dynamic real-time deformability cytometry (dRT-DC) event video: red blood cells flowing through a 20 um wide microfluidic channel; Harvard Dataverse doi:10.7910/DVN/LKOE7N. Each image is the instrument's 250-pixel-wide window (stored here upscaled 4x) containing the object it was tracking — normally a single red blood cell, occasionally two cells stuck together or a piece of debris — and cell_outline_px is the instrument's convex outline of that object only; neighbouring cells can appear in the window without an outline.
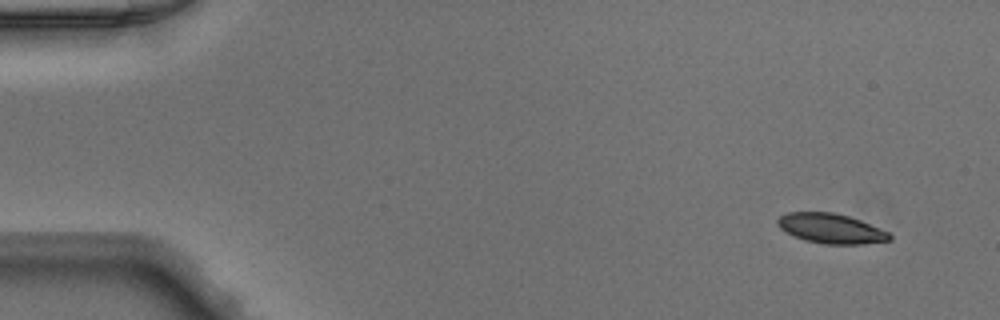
{"species": "Egyptian fruit bat (a non-hibernating species)", "species_latin": "Rousettus aegyptiacus", "temperature_condition": "warm", "stored_images_in_passage": 9, "camera_frame_rate_fps": 3000, "um_per_image_px": 0.085, "animal": {"sex": "male"}, "frame": {"image": 1, "passage_image": 1, "time_ms": 0.0, "image_size_px": [1000, 320], "cell_outline_px": [[892, 240], [864, 244], [824, 244], [804, 240], [792, 236], [780, 228], [776, 224], [776, 220], [780, 216], [788, 212], [832, 212], [848, 216], [860, 220], [888, 232], [892, 236]], "centroid_in_image_um": [70.6, 19.43], "position_along_channel_um": 14.4, "area_um2": 19.54}}